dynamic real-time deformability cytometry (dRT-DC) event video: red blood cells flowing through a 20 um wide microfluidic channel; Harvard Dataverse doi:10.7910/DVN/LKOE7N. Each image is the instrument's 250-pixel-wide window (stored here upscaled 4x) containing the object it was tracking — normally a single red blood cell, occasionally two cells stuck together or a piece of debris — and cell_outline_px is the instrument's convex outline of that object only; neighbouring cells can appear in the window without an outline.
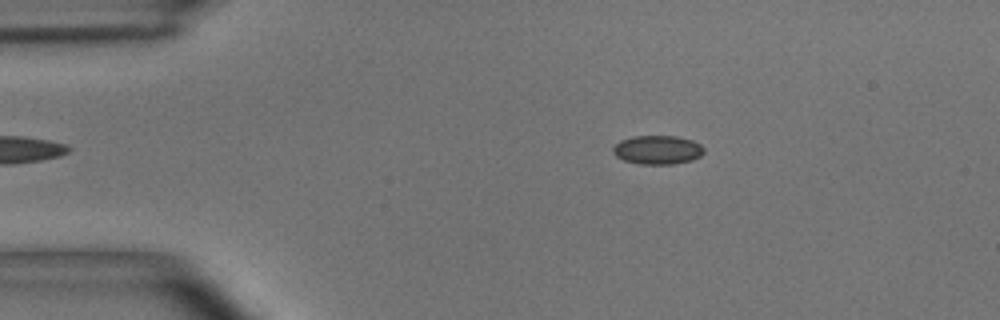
{"species": "common noctule bat (a hibernating species)", "species_latin": "Nyctalus noctula", "temperature_condition": "room temperature", "stored_images_in_passage": 9, "camera_frame_rate_fps": 3000, "um_per_image_px": 0.085, "animal": {"sex": "male", "body_mass_g": 15.6}, "frame": {"image": 1, "passage_image": 1, "time_ms": 0.0, "image_size_px": [1000, 320], "cell_outline_px": [[704, 152], [700, 156], [692, 160], [672, 164], [640, 164], [624, 160], [616, 156], [612, 152], [612, 148], [620, 140], [632, 136], [676, 136], [692, 140], [700, 144], [704, 148]], "centroid_in_image_um": [55.88, 12.73], "position_along_channel_um": 29.1, "area_um2": 15.32}}
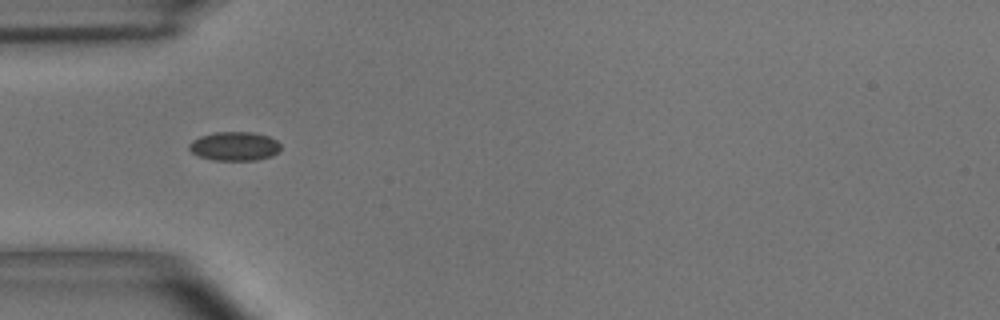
{"frame": {"image": 2, "passage_image": 3, "time_ms": 0.667, "image_size_px": [1000, 320], "cell_outline_px": [[280, 148], [272, 156], [256, 160], [212, 160], [196, 156], [188, 148], [188, 144], [192, 140], [200, 136], [216, 132], [252, 132], [268, 136], [276, 140], [280, 144]], "centroid_in_image_um": [19.89, 12.43], "position_along_channel_um": 65.1, "area_um2": 15.49}}
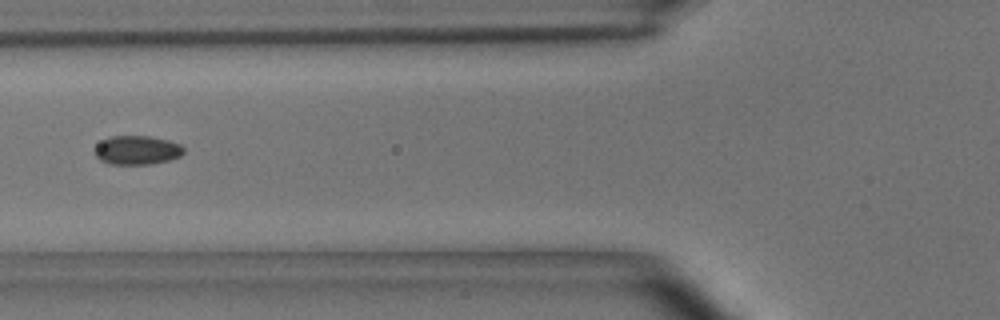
{"frame": {"image": 3, "passage_image": 4, "time_ms": 1.0, "image_size_px": [1000, 320], "cell_outline_px": [[184, 152], [180, 156], [172, 160], [152, 164], [108, 164], [100, 160], [92, 152], [104, 140], [112, 136], [148, 136], [168, 140], [180, 144], [184, 148]], "centroid_in_image_um": [11.68, 12.78], "position_along_channel_um": 114.1, "area_um2": 15.03}}